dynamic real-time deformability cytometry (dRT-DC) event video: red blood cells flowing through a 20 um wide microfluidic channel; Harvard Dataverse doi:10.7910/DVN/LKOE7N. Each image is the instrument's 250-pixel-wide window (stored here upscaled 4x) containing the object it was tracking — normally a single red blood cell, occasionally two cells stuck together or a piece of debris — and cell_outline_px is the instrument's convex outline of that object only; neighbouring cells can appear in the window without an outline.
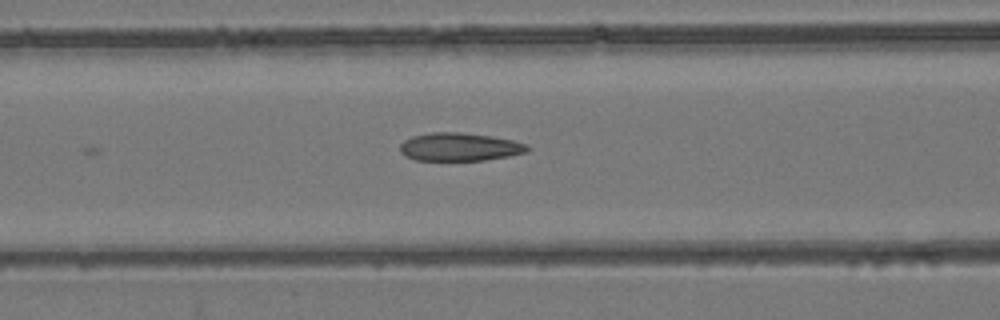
{"species": "common noctule bat (a hibernating species)", "species_latin": "Nyctalus noctula", "temperature_condition": "room temperature", "stored_images_in_passage": 4, "segment_of_instrument_passage": [1, 2], "camera_frame_rate_fps": 3000, "um_per_image_px": 0.085, "animal": {"sex": "female", "body_mass_g": 24.6, "forearm_length_mm": 56.2}, "frame": {"image": 1, "passage_image": 3, "time_ms": 2.0, "image_size_px": [1000, 320], "cell_outline_px": [[532, 148], [528, 152], [508, 156], [484, 160], [416, 160], [404, 156], [400, 152], [400, 144], [404, 140], [412, 136], [432, 132], [460, 132], [492, 136], [512, 140], [528, 144]], "centroid_in_image_um": [39.08, 12.48], "position_along_channel_um": 127.5, "area_um2": 21.04}}